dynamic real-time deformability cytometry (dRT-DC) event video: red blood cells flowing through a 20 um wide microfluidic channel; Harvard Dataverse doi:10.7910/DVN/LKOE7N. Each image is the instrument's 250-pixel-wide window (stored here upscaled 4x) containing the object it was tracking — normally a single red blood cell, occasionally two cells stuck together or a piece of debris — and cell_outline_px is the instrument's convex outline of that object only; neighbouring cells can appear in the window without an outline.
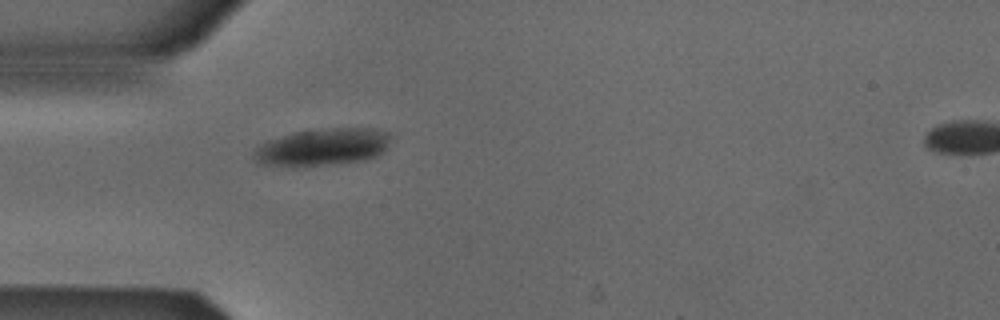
{"species": "Egyptian fruit bat (a non-hibernating species)", "species_latin": "Rousettus aegyptiacus", "temperature_condition": "cold", "stored_images_in_passage": 2, "segment_of_instrument_passage": [1, 2], "camera_frame_rate_fps": 3000, "um_per_image_px": 0.085, "animal": {"sex": "male"}, "frame": {"image": 1, "passage_image": 1, "time_ms": 0.0, "image_size_px": [1000, 320], "cell_outline_px": [[392, 136], [388, 148], [384, 152], [376, 156], [364, 160], [340, 164], [260, 164], [256, 160], [252, 152], [264, 140], [296, 132], [320, 128], [376, 128], [392, 132]], "centroid_in_image_um": [27.53, 12.45], "position_along_channel_um": 57.5, "area_um2": 29.65}}